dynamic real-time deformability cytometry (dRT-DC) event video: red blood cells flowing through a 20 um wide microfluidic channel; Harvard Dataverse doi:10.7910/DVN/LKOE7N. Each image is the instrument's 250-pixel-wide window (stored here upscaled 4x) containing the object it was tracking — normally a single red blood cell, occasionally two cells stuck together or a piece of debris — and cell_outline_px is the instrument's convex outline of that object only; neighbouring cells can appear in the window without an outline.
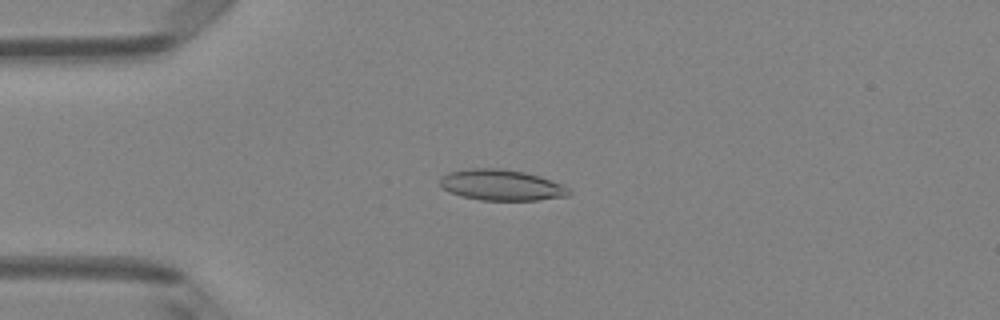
{"species": "Egyptian fruit bat (a non-hibernating species)", "species_latin": "Rousettus aegyptiacus", "temperature_condition": "room temperature", "stored_images_in_passage": 40, "camera_frame_rate_fps": 3000, "um_per_image_px": 0.085, "animal": {"sex": "female"}, "frame": {"image": 1, "passage_image": 3, "time_ms": 0.667, "image_size_px": [1000, 320], "cell_outline_px": [[572, 192], [568, 196], [536, 200], [480, 200], [460, 196], [448, 192], [440, 184], [440, 176], [448, 172], [472, 168], [500, 168], [524, 172], [540, 176], [560, 184], [568, 188]], "centroid_in_image_um": [42.59, 15.73], "position_along_channel_um": 42.4, "area_um2": 23.24}}
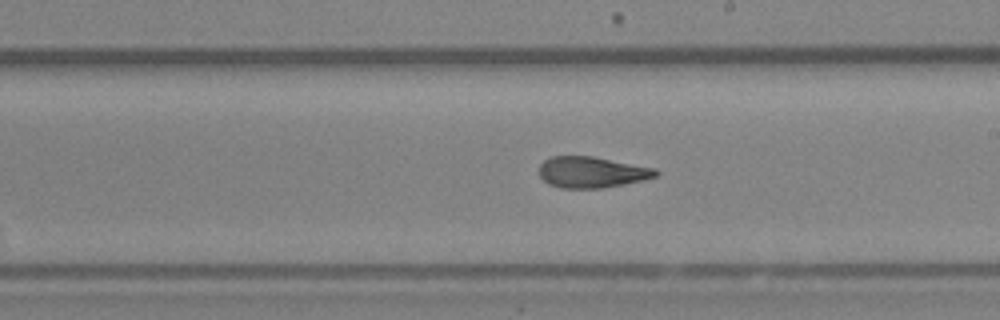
{"frame": {"image": 2, "passage_image": 19, "time_ms": 6.0, "image_size_px": [1000, 320], "cell_outline_px": [[660, 172], [656, 176], [644, 180], [624, 184], [600, 188], [560, 188], [548, 184], [540, 176], [540, 164], [544, 160], [552, 156], [592, 156], [656, 168]], "centroid_in_image_um": [50.31, 14.63], "position_along_channel_um": 238.7, "area_um2": 21.15}}
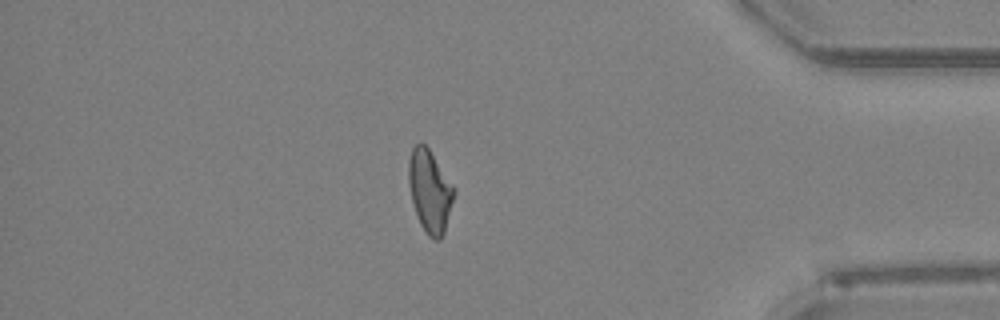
{"frame": {"image": 3, "passage_image": 33, "time_ms": 10.667, "image_size_px": [1000, 320], "cell_outline_px": [[456, 192], [444, 232], [440, 240], [436, 240], [428, 236], [420, 224], [412, 200], [408, 184], [408, 160], [412, 148], [416, 144], [424, 144], [428, 148], [456, 188]], "centroid_in_image_um": [36.54, 16.24], "position_along_channel_um": 398.7, "area_um2": 21.79}, "authors_computed_cell_mechanics": {"area_um2": 21.5594, "velocity_mm_per_s": 4.1339, "shape_relaxation_time_tau1_ms": null, "shape_relaxation_time_tau2_ms": 2.1783, "deformation_change_tau1": null, "deformation_change_tau2": 0.1034}}